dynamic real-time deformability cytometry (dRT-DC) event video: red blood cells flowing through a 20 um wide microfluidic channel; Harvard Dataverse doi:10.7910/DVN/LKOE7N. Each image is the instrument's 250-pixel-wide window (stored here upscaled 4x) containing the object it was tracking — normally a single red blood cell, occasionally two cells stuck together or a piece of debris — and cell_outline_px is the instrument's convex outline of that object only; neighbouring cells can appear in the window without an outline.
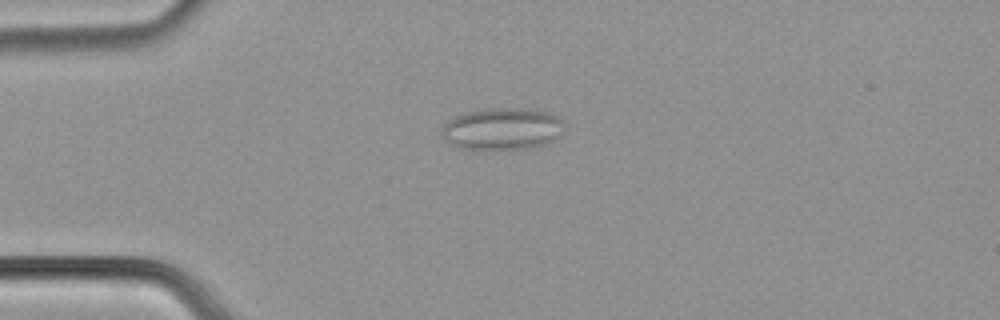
{"species": "common noctule bat (a hibernating species)", "species_latin": "Nyctalus noctula", "temperature_condition": "cold", "stored_images_in_passage": 55, "segment_of_instrument_passage": [1, 2], "camera_frame_rate_fps": 3000, "um_per_image_px": 0.085, "animal": {"sex": "male", "body_mass_g": 21.5, "forearm_length_mm": 52.0}, "frame": {"image": 1, "passage_image": 14, "time_ms": 4.333, "image_size_px": [1000, 320], "cell_outline_px": [[564, 132], [556, 140], [548, 144], [532, 148], [512, 152], [476, 152], [460, 148], [448, 144], [444, 140], [440, 132], [440, 128], [448, 120], [464, 112], [488, 108], [524, 108], [548, 112], [564, 120]], "centroid_in_image_um": [42.68, 11.03], "position_along_channel_um": 42.3, "area_um2": 31.96}}